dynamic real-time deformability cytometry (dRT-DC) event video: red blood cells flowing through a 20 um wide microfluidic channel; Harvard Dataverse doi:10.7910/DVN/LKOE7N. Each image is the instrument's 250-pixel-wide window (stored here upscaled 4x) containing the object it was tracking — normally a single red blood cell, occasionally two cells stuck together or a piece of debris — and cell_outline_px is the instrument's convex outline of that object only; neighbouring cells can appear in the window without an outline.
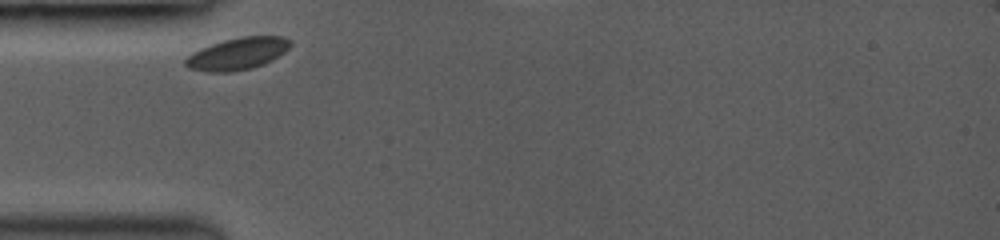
{"species": "common noctule bat (a hibernating species)", "species_latin": "Nyctalus noctula", "temperature_condition": "room temperature", "stored_images_in_passage": 5, "camera_frame_rate_fps": 3000, "um_per_image_px": 0.085, "animal": {"sex": "female", "body_mass_g": 19.0, "forearm_length_mm": 53.3}, "frame": {"image": 1, "passage_image": 1, "time_ms": 0.0, "image_size_px": [1000, 240], "cell_outline_px": [[292, 44], [284, 52], [272, 60], [264, 64], [252, 68], [232, 72], [208, 72], [188, 68], [184, 64], [184, 60], [192, 52], [200, 48], [224, 40], [240, 36], [280, 36], [292, 40]], "centroid_in_image_um": [20.19, 4.57], "position_along_channel_um": 64.8, "area_um2": 19.71}}
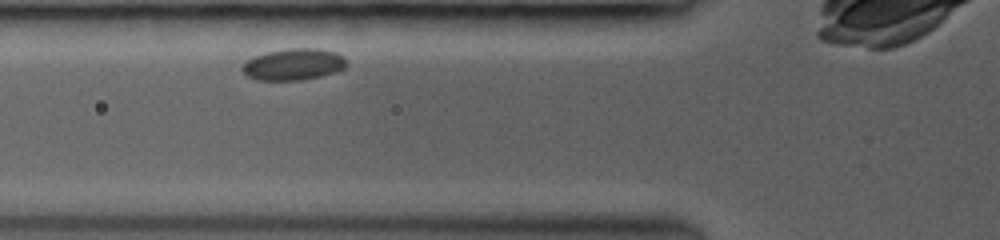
{"frame": {"image": 2, "passage_image": 3, "time_ms": 1.0, "image_size_px": [1000, 240], "cell_outline_px": [[348, 64], [344, 68], [320, 76], [300, 80], [256, 80], [248, 76], [240, 68], [252, 56], [264, 52], [288, 48], [320, 48], [336, 52]], "centroid_in_image_um": [24.91, 5.46], "position_along_channel_um": 100.9, "area_um2": 19.13}}
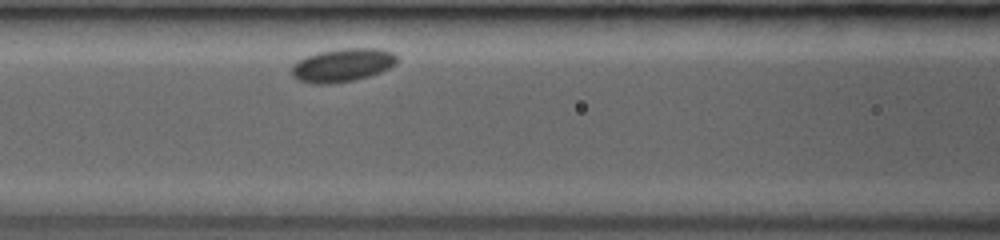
{"frame": {"image": 3, "passage_image": 5, "time_ms": 2.0, "image_size_px": [1000, 240], "cell_outline_px": [[396, 64], [380, 72], [368, 76], [352, 80], [332, 84], [312, 84], [300, 80], [292, 76], [292, 64], [308, 56], [320, 52], [340, 48], [380, 48], [392, 52], [396, 56]], "centroid_in_image_um": [29.11, 5.53], "position_along_channel_um": 137.5, "area_um2": 20.29}}